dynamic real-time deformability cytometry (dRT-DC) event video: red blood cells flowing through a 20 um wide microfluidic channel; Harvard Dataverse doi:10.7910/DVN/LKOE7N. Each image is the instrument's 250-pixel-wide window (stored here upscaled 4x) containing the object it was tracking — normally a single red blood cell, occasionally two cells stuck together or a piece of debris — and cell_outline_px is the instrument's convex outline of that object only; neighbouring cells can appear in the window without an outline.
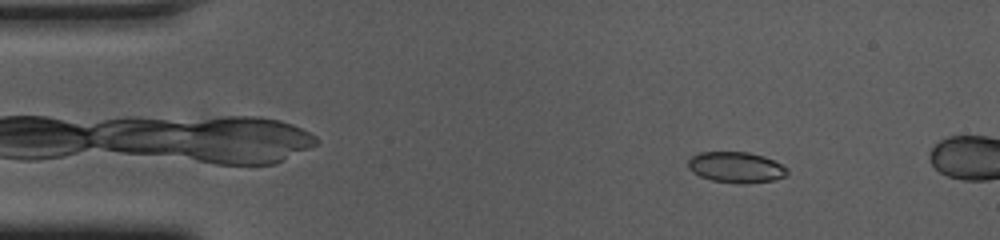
{"species": "common noctule bat (a hibernating species)", "species_latin": "Nyctalus noctula", "temperature_condition": "cold", "stored_images_in_passage": 14, "camera_frame_rate_fps": 3000, "um_per_image_px": 0.085, "animal": {"sex": "female", "body_mass_g": 23.0, "forearm_length_mm": 53.4}, "frame": {"image": 1, "passage_image": 7, "time_ms": 2.0, "image_size_px": [1000, 240], "cell_outline_px": [[788, 172], [784, 176], [772, 180], [744, 184], [740, 184], [712, 180], [700, 176], [688, 168], [688, 160], [692, 156], [700, 152], [748, 152], [764, 156], [788, 168]], "centroid_in_image_um": [62.56, 14.22], "position_along_channel_um": 22.4, "area_um2": 17.69}}